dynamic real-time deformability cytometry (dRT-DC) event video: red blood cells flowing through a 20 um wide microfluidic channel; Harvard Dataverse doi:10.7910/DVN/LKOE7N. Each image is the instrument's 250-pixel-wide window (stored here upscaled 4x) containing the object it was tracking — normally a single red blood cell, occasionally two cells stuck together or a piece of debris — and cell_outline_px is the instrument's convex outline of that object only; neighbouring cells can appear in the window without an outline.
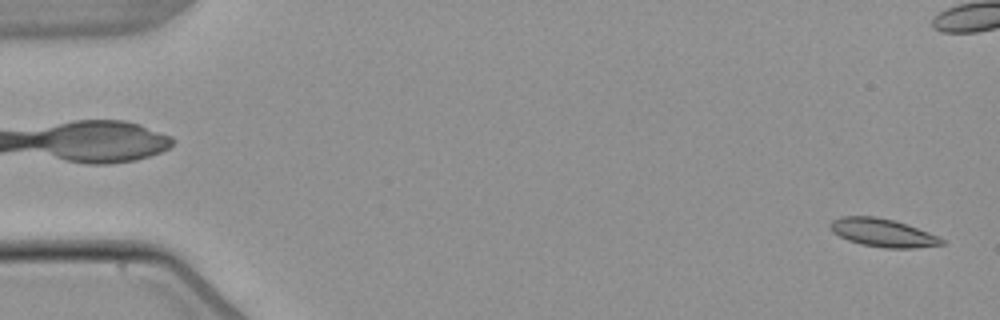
{"species": "common noctule bat (a hibernating species)", "species_latin": "Nyctalus noctula", "temperature_condition": "warm", "stored_images_in_passage": 4, "camera_frame_rate_fps": 3000, "um_per_image_px": 0.085, "animal": {"sex": "male", "body_mass_g": 21.5, "forearm_length_mm": 52.0}, "frame": {"image": 1, "passage_image": 4, "time_ms": 3.667, "image_size_px": [1000, 320], "cell_outline_px": [[944, 244], [912, 248], [884, 248], [860, 244], [848, 240], [832, 232], [828, 224], [832, 220], [840, 216], [876, 216], [892, 220], [928, 232], [944, 240]], "centroid_in_image_um": [74.96, 19.78], "position_along_channel_um": 10.0, "area_um2": 18.09}}